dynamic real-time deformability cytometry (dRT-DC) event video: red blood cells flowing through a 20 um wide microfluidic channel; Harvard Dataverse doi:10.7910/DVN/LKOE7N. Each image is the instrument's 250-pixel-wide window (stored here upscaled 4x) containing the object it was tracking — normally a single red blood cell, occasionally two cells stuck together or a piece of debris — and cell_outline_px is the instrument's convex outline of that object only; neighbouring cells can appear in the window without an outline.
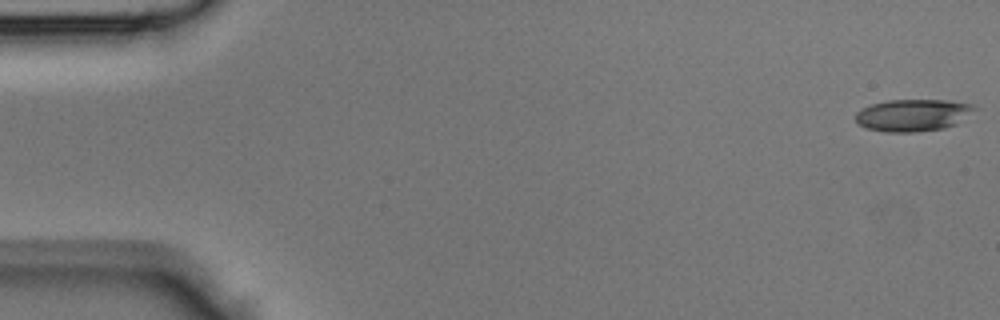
{"species": "Egyptian fruit bat (a non-hibernating species)", "species_latin": "Rousettus aegyptiacus", "temperature_condition": "room temperature", "stored_images_in_passage": 10, "camera_frame_rate_fps": 3000, "um_per_image_px": 0.085, "animal": {"sex": "male"}, "frame": {"image": 1, "passage_image": 1, "time_ms": 0.0, "image_size_px": [1000, 320], "cell_outline_px": [[980, 108], [956, 124], [944, 128], [916, 132], [884, 132], [868, 128], [856, 124], [856, 112], [860, 108], [872, 104], [888, 100], [944, 100], [972, 104]], "centroid_in_image_um": [77.6, 9.79], "position_along_channel_um": 7.4, "area_um2": 22.43}}